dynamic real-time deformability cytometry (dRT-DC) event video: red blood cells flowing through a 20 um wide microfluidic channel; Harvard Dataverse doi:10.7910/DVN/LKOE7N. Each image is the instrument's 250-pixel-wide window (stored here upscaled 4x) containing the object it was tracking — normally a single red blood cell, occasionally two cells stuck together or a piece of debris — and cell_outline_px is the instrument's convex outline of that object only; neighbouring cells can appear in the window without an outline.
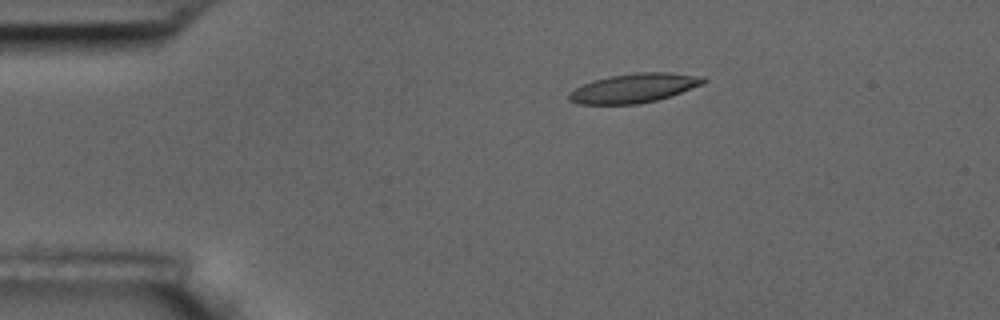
{"species": "common noctule bat (a hibernating species)", "species_latin": "Nyctalus noctula", "temperature_condition": "room temperature", "stored_images_in_passage": 4, "camera_frame_rate_fps": 3000, "um_per_image_px": 0.085, "animal": {"sex": "male", "body_mass_g": 17.5, "forearm_length_mm": 52.3}, "frame": {"image": 1, "passage_image": 1, "time_ms": 0.0, "image_size_px": [1000, 320], "cell_outline_px": [[708, 80], [704, 84], [672, 96], [640, 104], [580, 104], [568, 100], [568, 96], [576, 88], [592, 80], [608, 76], [636, 72], [672, 72], [704, 76]], "centroid_in_image_um": [53.97, 7.47], "position_along_channel_um": 31.0, "area_um2": 23.12}}
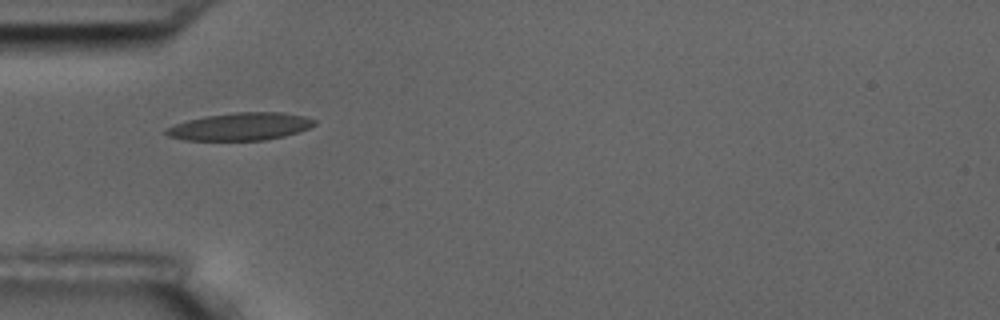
{"frame": {"image": 2, "passage_image": 3, "time_ms": 2.333, "image_size_px": [1000, 320], "cell_outline_px": [[316, 124], [300, 132], [284, 136], [264, 140], [184, 140], [168, 136], [164, 132], [164, 128], [188, 120], [204, 116], [236, 112], [280, 112], [304, 116], [316, 120]], "centroid_in_image_um": [20.43, 10.76], "position_along_channel_um": 64.6, "area_um2": 23.87}}